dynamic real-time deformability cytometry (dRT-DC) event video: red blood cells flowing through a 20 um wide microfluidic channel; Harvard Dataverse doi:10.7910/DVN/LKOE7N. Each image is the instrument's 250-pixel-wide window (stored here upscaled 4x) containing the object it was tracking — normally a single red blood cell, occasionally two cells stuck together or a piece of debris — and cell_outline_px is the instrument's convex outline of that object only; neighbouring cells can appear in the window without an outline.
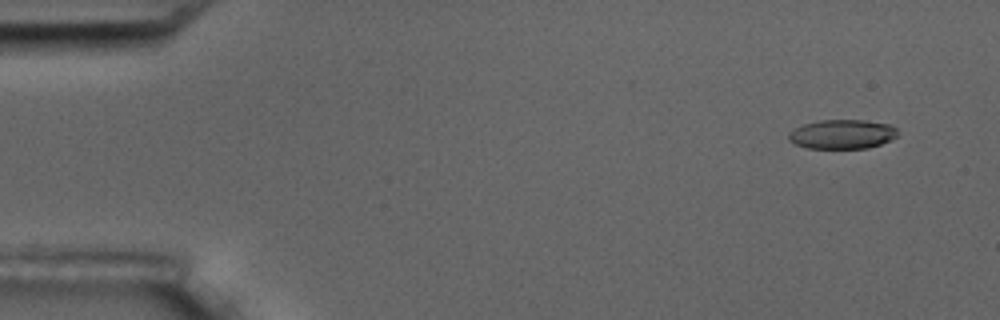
{"species": "common noctule bat (a hibernating species)", "species_latin": "Nyctalus noctula", "temperature_condition": "room temperature", "stored_images_in_passage": 6, "camera_frame_rate_fps": 3000, "um_per_image_px": 0.085, "animal": {"sex": "male", "body_mass_g": 17.5, "forearm_length_mm": 52.3}, "frame": {"image": 1, "passage_image": 1, "time_ms": 0.0, "image_size_px": [1000, 320], "cell_outline_px": [[900, 136], [892, 140], [868, 148], [808, 148], [796, 144], [788, 140], [788, 132], [804, 124], [820, 120], [864, 120], [888, 124], [896, 128]], "centroid_in_image_um": [71.62, 11.41], "position_along_channel_um": 13.4, "area_um2": 18.67}}
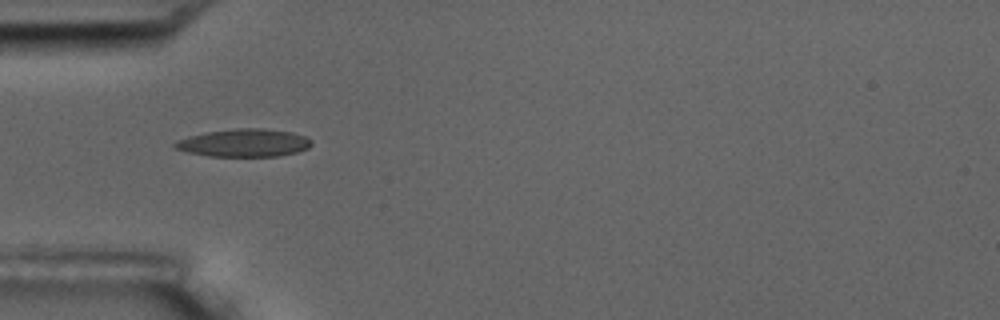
{"frame": {"image": 2, "passage_image": 5, "time_ms": 4.667, "image_size_px": [1000, 320], "cell_outline_px": [[312, 144], [308, 148], [296, 152], [276, 156], [208, 156], [188, 152], [176, 148], [172, 144], [188, 136], [208, 132], [236, 128], [264, 128], [292, 132], [304, 136], [312, 140]], "centroid_in_image_um": [20.77, 12.14], "position_along_channel_um": 64.2, "area_um2": 21.96}}